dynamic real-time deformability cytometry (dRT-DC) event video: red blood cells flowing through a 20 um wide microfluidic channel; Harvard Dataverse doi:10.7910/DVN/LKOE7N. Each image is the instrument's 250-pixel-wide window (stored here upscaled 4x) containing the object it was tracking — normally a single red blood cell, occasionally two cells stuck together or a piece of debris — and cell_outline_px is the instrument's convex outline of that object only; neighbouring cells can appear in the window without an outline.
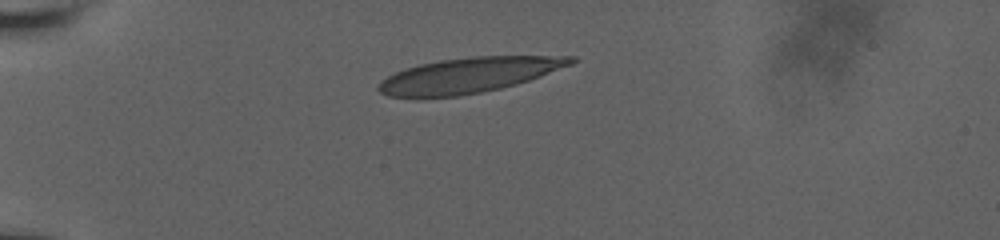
{"species": "human", "species_latin": "Homo sapiens", "temperature_condition": "room temperature", "stored_images_in_passage": 36, "camera_frame_rate_fps": 3000, "um_per_image_px": 0.085, "donor": {"sex": "male"}, "frame": {"image": 1, "passage_image": 1, "time_ms": 0.0, "image_size_px": [1000, 240], "cell_outline_px": [[580, 60], [572, 64], [540, 76], [516, 84], [500, 88], [460, 96], [416, 100], [388, 96], [380, 92], [376, 88], [380, 80], [404, 68], [420, 64], [440, 60], [472, 56], [576, 56]], "centroid_in_image_um": [39.77, 6.42], "position_along_channel_um": 45.2, "area_um2": 40.17}}
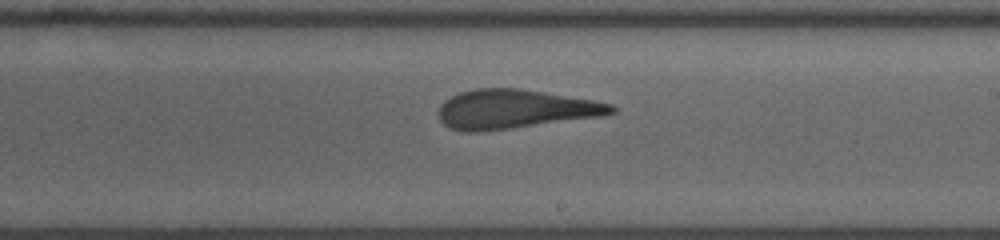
{"frame": {"image": 2, "passage_image": 20, "time_ms": 6.333, "image_size_px": [1000, 240], "cell_outline_px": [[616, 112], [604, 116], [512, 128], [480, 132], [464, 132], [452, 128], [444, 124], [440, 120], [440, 104], [444, 100], [460, 92], [476, 88], [520, 88], [596, 100], [612, 104], [616, 108]], "centroid_in_image_um": [43.8, 9.27], "position_along_channel_um": 245.2, "area_um2": 39.48}}
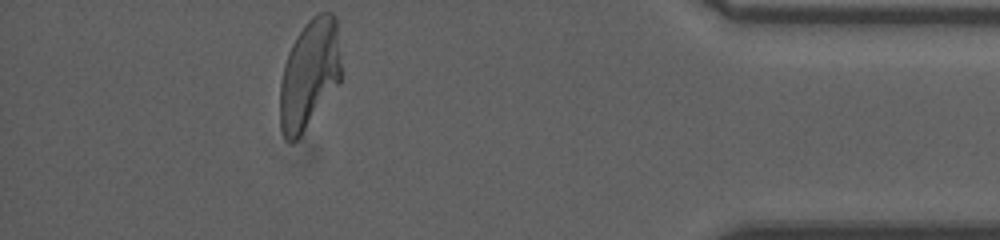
{"frame": {"image": 3, "passage_image": 36, "time_ms": 11.667, "image_size_px": [1000, 240], "cell_outline_px": [[340, 80], [300, 136], [296, 140], [284, 140], [280, 128], [280, 84], [284, 64], [288, 52], [292, 44], [304, 24], [312, 16], [320, 12], [332, 12], [336, 16], [340, 64]], "centroid_in_image_um": [26.27, 6.28], "position_along_channel_um": 408.9, "area_um2": 38.49}, "authors_computed_cell_mechanics": {"area_um2": 39.9109, "velocity_mm_per_s": 3.8187, "shape_relaxation_time_tau1_ms": null, "shape_relaxation_time_tau2_ms": 1.6185, "deformation_change_tau1": null, "deformation_change_tau2": 0.0852}}